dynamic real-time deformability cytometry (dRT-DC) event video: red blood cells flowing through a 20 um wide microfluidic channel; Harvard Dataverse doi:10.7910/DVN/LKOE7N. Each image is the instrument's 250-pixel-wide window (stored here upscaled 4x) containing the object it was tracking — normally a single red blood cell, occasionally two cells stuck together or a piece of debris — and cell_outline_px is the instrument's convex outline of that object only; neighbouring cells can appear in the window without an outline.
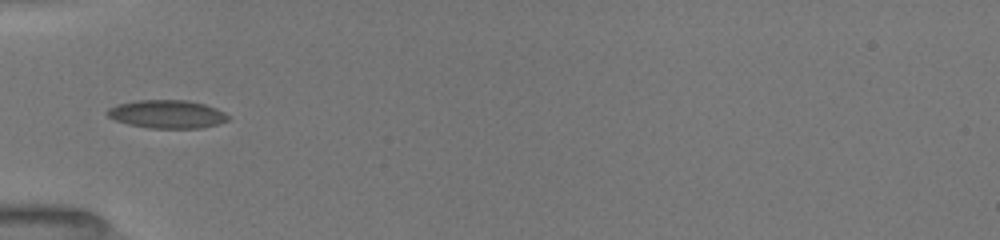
{"species": "common noctule bat (a hibernating species)", "species_latin": "Nyctalus noctula", "temperature_condition": "room temperature", "stored_images_in_passage": 26, "camera_frame_rate_fps": 3000, "um_per_image_px": 0.085, "animal": {"sex": "female", "body_mass_g": 19.5, "forearm_length_mm": 54.1}, "frame": {"image": 1, "passage_image": 1, "time_ms": 0.0, "image_size_px": [1000, 240], "cell_outline_px": [[228, 120], [216, 124], [200, 128], [152, 128], [128, 124], [116, 120], [108, 116], [104, 112], [108, 108], [116, 104], [136, 100], [188, 100], [204, 104], [216, 108], [224, 112], [228, 116]], "centroid_in_image_um": [14.16, 9.69], "position_along_channel_um": 70.8, "area_um2": 19.83}}
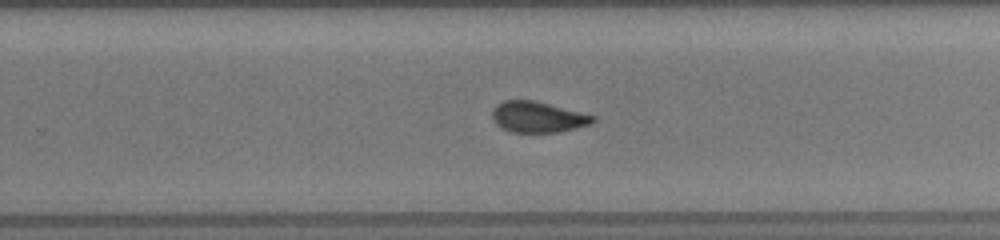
{"frame": {"image": 2, "passage_image": 16, "time_ms": 5.333, "image_size_px": [1000, 240], "cell_outline_px": [[596, 120], [592, 124], [556, 132], [512, 132], [500, 128], [492, 120], [492, 108], [496, 104], [504, 100], [532, 100], [596, 116]], "centroid_in_image_um": [45.67, 9.95], "position_along_channel_um": 284.1, "area_um2": 18.09}}
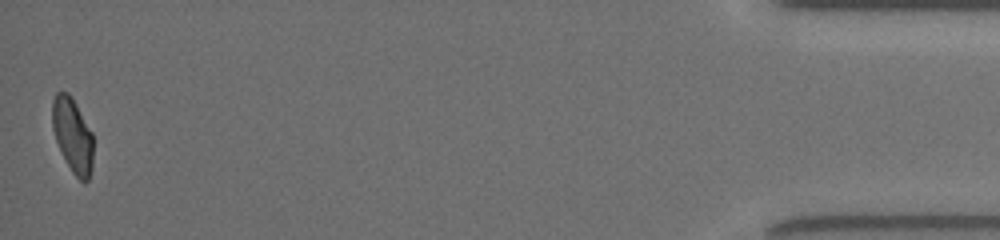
{"frame": {"image": 3, "passage_image": 26, "time_ms": 11.0, "image_size_px": [1000, 240], "cell_outline_px": [[92, 168], [88, 180], [84, 184], [72, 172], [56, 140], [52, 128], [52, 100], [56, 92], [68, 92], [72, 96], [92, 132]], "centroid_in_image_um": [6.17, 11.47], "position_along_channel_um": 429.0, "area_um2": 17.69}, "authors_computed_cell_mechanics": {"area_um2": 18.7561, "velocity_mm_per_s": 4.0243, "shape_relaxation_time_tau1_ms": null, "shape_relaxation_time_tau2_ms": 1.9546, "deformation_change_tau1": null, "deformation_change_tau2": 0.076}}